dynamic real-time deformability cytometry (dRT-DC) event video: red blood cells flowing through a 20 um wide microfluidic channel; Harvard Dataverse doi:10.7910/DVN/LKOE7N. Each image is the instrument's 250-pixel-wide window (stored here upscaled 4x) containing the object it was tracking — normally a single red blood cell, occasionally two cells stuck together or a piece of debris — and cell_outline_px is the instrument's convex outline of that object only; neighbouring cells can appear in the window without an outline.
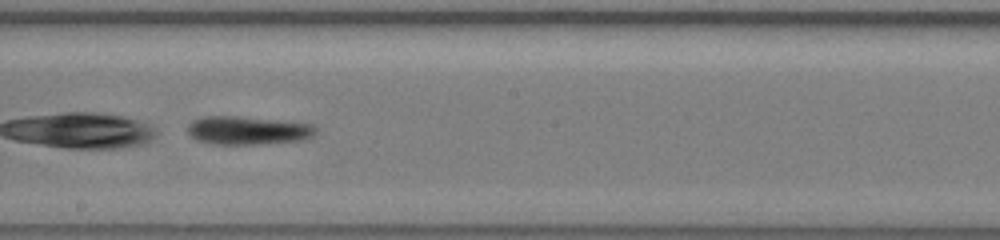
{"species": "common noctule bat (a hibernating species)", "species_latin": "Nyctalus noctula", "temperature_condition": "warm", "stored_images_in_passage": 22, "camera_frame_rate_fps": 3000, "um_per_image_px": 0.085, "animal": {"sex": "female", "body_mass_g": 19.5, "forearm_length_mm": 54.1}, "frame": {"image": 1, "passage_image": 16, "time_ms": 5.0, "image_size_px": [1000, 240], "cell_outline_px": [[316, 132], [312, 136], [300, 140], [256, 144], [216, 144], [196, 140], [188, 132], [188, 124], [192, 120], [204, 116], [236, 116], [312, 124], [316, 128]], "centroid_in_image_um": [21.02, 11.08], "position_along_channel_um": 227.2, "area_um2": 20.87}}